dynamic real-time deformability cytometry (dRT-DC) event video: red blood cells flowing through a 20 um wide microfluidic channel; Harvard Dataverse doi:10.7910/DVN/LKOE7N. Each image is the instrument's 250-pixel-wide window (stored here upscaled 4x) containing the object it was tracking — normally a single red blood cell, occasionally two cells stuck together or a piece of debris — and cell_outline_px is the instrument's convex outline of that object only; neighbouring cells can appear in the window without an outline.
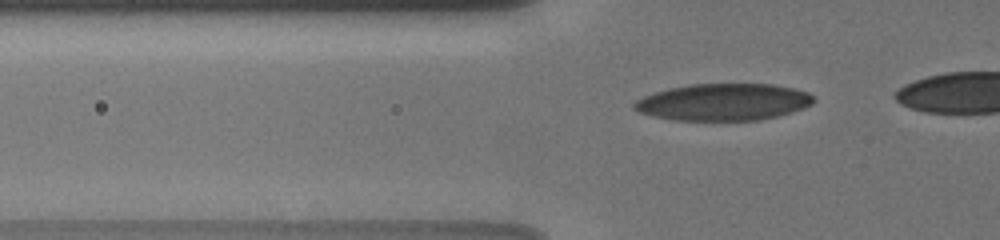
{"species": "human", "species_latin": "Homo sapiens", "temperature_condition": "cold", "stored_images_in_passage": 17, "camera_frame_rate_fps": 3000, "um_per_image_px": 0.085, "donor": {"sex": "male"}, "frame": {"image": 1, "passage_image": 10, "time_ms": 4.667, "image_size_px": [1000, 240], "cell_outline_px": [[816, 100], [812, 104], [804, 108], [792, 112], [760, 120], [672, 120], [640, 112], [632, 108], [632, 104], [636, 100], [644, 96], [668, 88], [688, 84], [772, 84], [792, 88], [808, 92]], "centroid_in_image_um": [61.5, 8.67], "position_along_channel_um": 64.3, "area_um2": 38.55}}
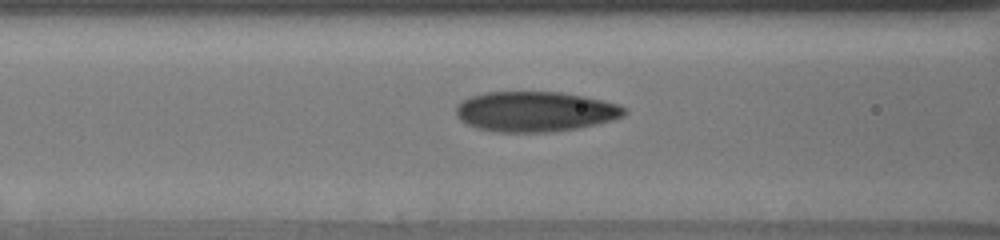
{"frame": {"image": 2, "passage_image": 14, "time_ms": 6.333, "image_size_px": [1000, 240], "cell_outline_px": [[628, 112], [624, 116], [612, 120], [596, 124], [576, 128], [548, 132], [496, 132], [476, 128], [460, 120], [456, 116], [456, 104], [472, 96], [488, 92], [560, 92], [584, 96], [604, 100], [620, 104], [628, 108]], "centroid_in_image_um": [45.52, 9.48], "position_along_channel_um": 121.1, "area_um2": 39.59}}